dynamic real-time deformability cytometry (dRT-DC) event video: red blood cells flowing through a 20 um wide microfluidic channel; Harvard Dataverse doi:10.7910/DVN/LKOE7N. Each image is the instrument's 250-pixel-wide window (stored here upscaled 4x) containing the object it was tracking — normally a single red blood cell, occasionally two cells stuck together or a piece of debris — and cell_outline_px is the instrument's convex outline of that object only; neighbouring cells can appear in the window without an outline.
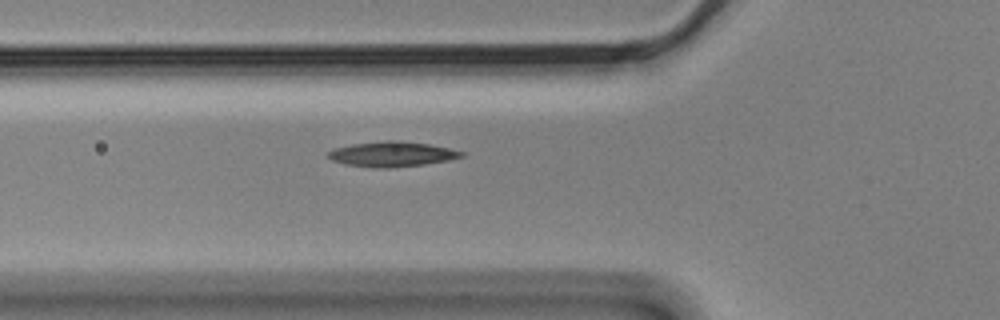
{"species": "Egyptian fruit bat (a non-hibernating species)", "species_latin": "Rousettus aegyptiacus", "temperature_condition": "cold", "stored_images_in_passage": 2, "camera_frame_rate_fps": 3000, "um_per_image_px": 0.085, "animal": {"sex": "male"}, "frame": {"image": 1, "passage_image": 2, "time_ms": 0.333, "image_size_px": [1000, 320], "cell_outline_px": [[464, 156], [448, 160], [424, 164], [388, 168], [372, 168], [344, 164], [332, 160], [328, 156], [328, 152], [336, 148], [352, 144], [388, 140], [400, 140], [428, 144], [448, 148], [464, 152]], "centroid_in_image_um": [33.31, 13.1], "position_along_channel_um": 92.5, "area_um2": 19.36}}